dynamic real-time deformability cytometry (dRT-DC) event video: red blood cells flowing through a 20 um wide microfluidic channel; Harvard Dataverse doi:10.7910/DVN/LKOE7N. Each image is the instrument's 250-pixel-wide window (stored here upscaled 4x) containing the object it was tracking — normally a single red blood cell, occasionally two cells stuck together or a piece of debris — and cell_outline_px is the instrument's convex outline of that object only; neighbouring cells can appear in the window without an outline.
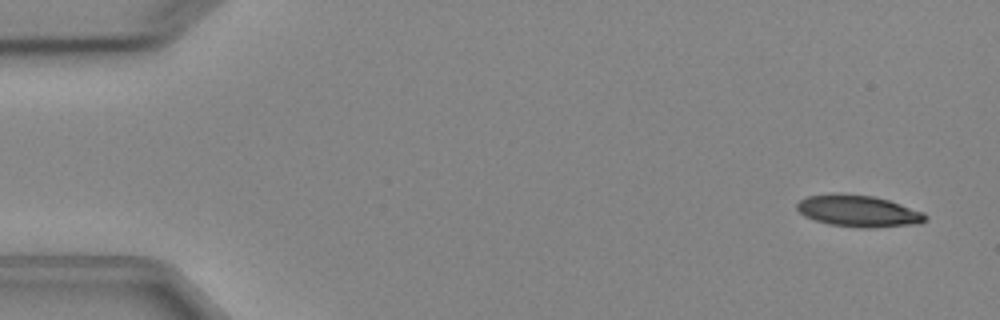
{"species": "Egyptian fruit bat (a non-hibernating species)", "species_latin": "Rousettus aegyptiacus", "temperature_condition": "cold", "stored_images_in_passage": 6, "camera_frame_rate_fps": 3000, "um_per_image_px": 0.085, "animal": {"sex": "female"}, "frame": {"image": 1, "passage_image": 1, "time_ms": 0.0, "image_size_px": [1000, 320], "cell_outline_px": [[928, 216], [920, 224], [872, 228], [860, 228], [828, 224], [804, 216], [796, 208], [796, 204], [800, 200], [808, 196], [832, 192], [872, 196], [888, 200], [924, 212]], "centroid_in_image_um": [72.95, 17.94], "position_along_channel_um": 12.0, "area_um2": 23.87}}